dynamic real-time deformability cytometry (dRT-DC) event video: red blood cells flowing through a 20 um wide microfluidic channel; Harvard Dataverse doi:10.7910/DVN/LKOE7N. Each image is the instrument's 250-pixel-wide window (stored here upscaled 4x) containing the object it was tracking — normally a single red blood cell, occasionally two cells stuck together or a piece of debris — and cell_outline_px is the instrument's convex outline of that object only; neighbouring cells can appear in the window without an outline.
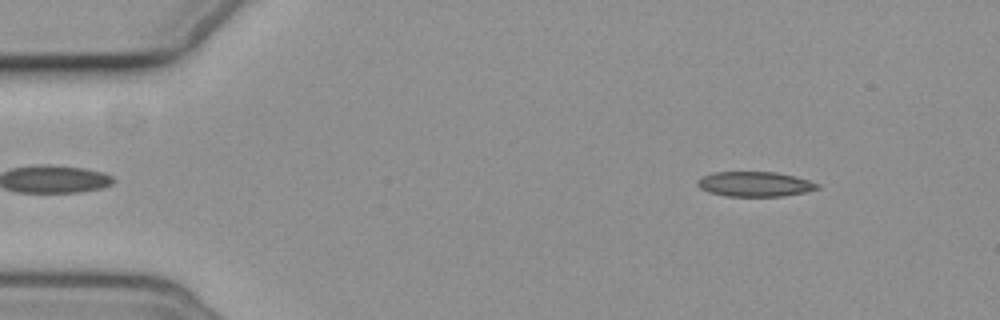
{"species": "common noctule bat (a hibernating species)", "species_latin": "Nyctalus noctula", "temperature_condition": "cold", "stored_images_in_passage": 4, "camera_frame_rate_fps": 3000, "um_per_image_px": 0.085, "animal": {"sex": "female", "body_mass_g": 19.3, "forearm_length_mm": 54.1}, "frame": {"image": 1, "passage_image": 4, "time_ms": 5.0, "image_size_px": [1000, 320], "cell_outline_px": [[820, 188], [804, 192], [784, 196], [724, 196], [708, 192], [700, 188], [696, 184], [696, 180], [700, 176], [712, 172], [776, 172], [796, 176], [820, 184]], "centroid_in_image_um": [64.12, 15.64], "position_along_channel_um": 20.9, "area_um2": 17.63}}